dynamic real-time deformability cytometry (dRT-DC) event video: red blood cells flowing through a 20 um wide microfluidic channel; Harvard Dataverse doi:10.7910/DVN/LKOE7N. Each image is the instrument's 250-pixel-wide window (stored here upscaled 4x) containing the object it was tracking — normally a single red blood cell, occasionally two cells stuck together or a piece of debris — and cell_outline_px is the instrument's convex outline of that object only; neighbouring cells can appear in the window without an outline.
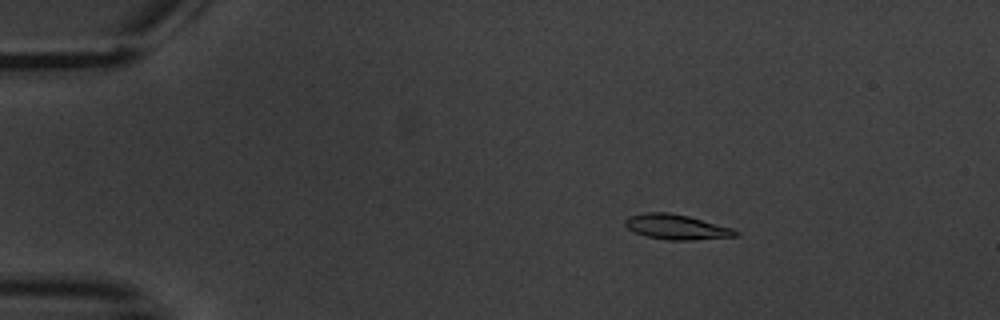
{"species": "common noctule bat (a hibernating species)", "species_latin": "Nyctalus noctula", "temperature_condition": "warm", "stored_images_in_passage": 13, "camera_frame_rate_fps": 3000, "um_per_image_px": 0.085, "animal": {"sex": "male", "body_mass_g": 20.1, "forearm_length_mm": 53.5}, "frame": {"image": 1, "passage_image": 3, "time_ms": 2.333, "image_size_px": [1000, 320], "cell_outline_px": [[740, 232], [736, 236], [692, 240], [668, 240], [648, 236], [636, 232], [628, 228], [624, 224], [624, 220], [628, 216], [644, 212], [668, 212], [688, 216], [732, 228]], "centroid_in_image_um": [57.48, 19.28], "position_along_channel_um": 27.5, "area_um2": 15.95}}
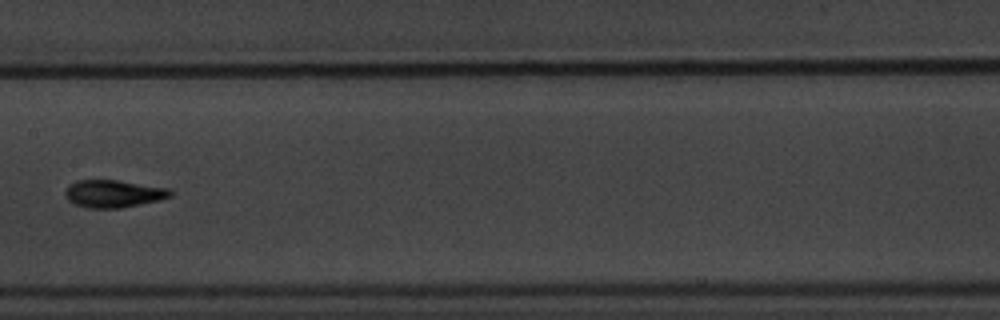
{"frame": {"image": 2, "passage_image": 8, "time_ms": 9.333, "image_size_px": [1000, 320], "cell_outline_px": [[172, 196], [160, 200], [120, 208], [88, 208], [76, 204], [68, 200], [64, 196], [64, 192], [68, 184], [76, 180], [120, 180], [172, 188]], "centroid_in_image_um": [9.66, 16.45], "position_along_channel_um": 197.7, "area_um2": 17.17}}
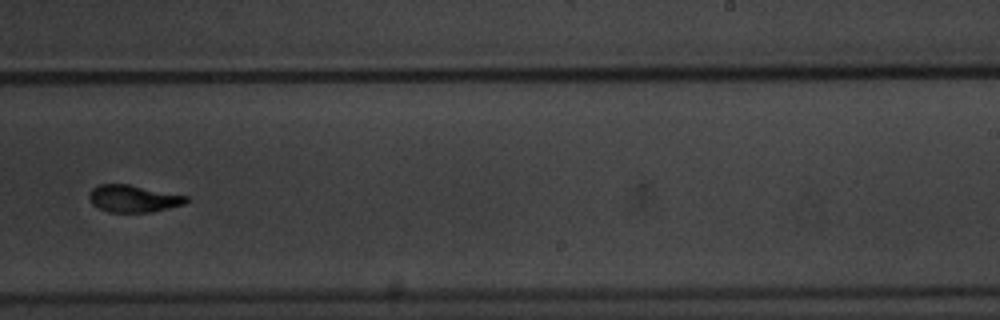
{"frame": {"image": 3, "passage_image": 10, "time_ms": 11.667, "image_size_px": [1000, 320], "cell_outline_px": [[188, 200], [184, 204], [152, 212], [108, 212], [92, 204], [88, 200], [88, 192], [92, 188], [100, 184], [128, 184], [188, 196]], "centroid_in_image_um": [11.3, 16.88], "position_along_channel_um": 277.7, "area_um2": 15.37}, "authors_computed_cell_mechanics": {"area_um2": 15.9528, "velocity_mm_per_s": 3.4394, "shape_relaxation_time_tau1_ms": 2.6648, "shape_relaxation_time_tau2_ms": 0.4983, "deformation_change_tau1": 0.1133, "deformation_change_tau2": 0.0294}}